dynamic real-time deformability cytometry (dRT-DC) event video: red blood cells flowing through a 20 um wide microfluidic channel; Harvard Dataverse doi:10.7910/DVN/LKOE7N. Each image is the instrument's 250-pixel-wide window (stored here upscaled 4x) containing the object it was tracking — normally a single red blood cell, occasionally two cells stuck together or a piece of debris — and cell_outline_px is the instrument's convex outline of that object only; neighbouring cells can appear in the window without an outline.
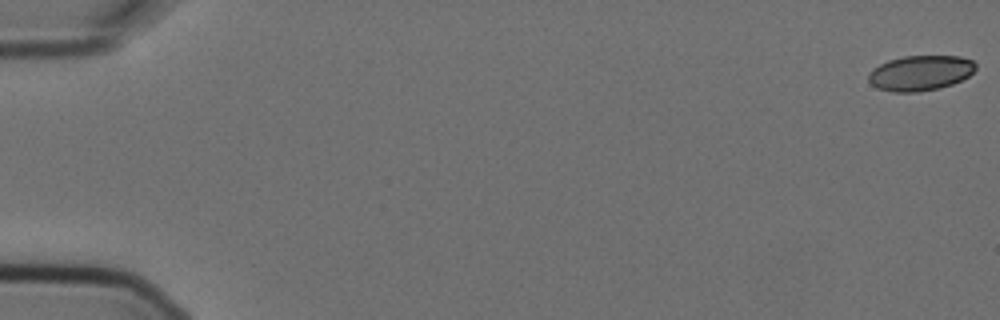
{"species": "Egyptian fruit bat (a non-hibernating species)", "species_latin": "Rousettus aegyptiacus", "temperature_condition": "cold", "stored_images_in_passage": 6, "camera_frame_rate_fps": 3000, "um_per_image_px": 0.085, "animal": {"sex": "female"}, "frame": {"image": 1, "passage_image": 1, "time_ms": 0.0, "image_size_px": [1000, 320], "cell_outline_px": [[976, 68], [968, 76], [952, 84], [940, 88], [916, 92], [892, 92], [876, 88], [868, 80], [868, 72], [872, 68], [888, 60], [904, 56], [960, 56], [972, 60], [976, 64]], "centroid_in_image_um": [78.2, 6.2], "position_along_channel_um": 6.8, "area_um2": 22.08}}
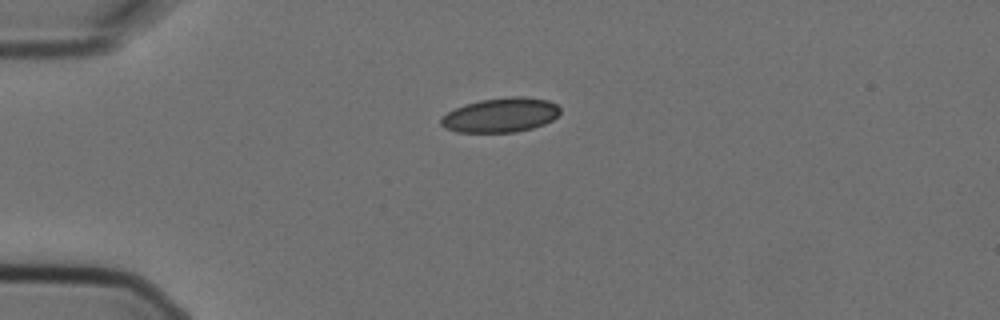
{"frame": {"image": 2, "passage_image": 5, "time_ms": 1.333, "image_size_px": [1000, 320], "cell_outline_px": [[560, 112], [552, 120], [544, 124], [532, 128], [516, 132], [456, 132], [444, 128], [440, 124], [440, 120], [448, 112], [464, 104], [480, 100], [512, 96], [520, 96], [548, 100], [556, 104], [560, 108]], "centroid_in_image_um": [42.55, 9.78], "position_along_channel_um": 42.5, "area_um2": 23.87}}
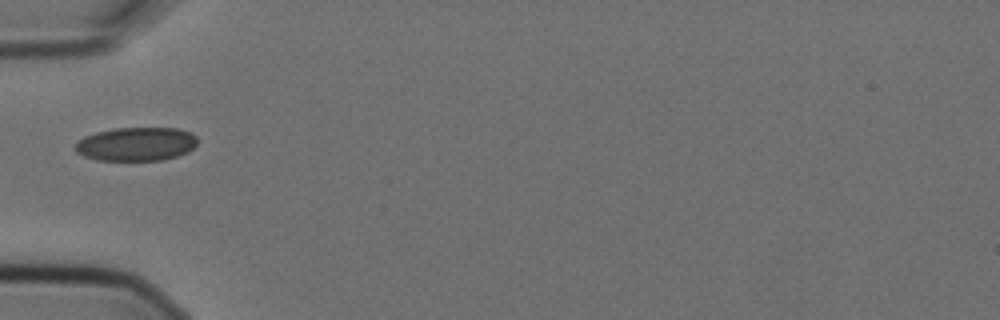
{"frame": {"image": 3, "passage_image": 6, "time_ms": 1.667, "image_size_px": [1000, 320], "cell_outline_px": [[196, 144], [188, 152], [176, 156], [160, 160], [96, 160], [84, 156], [76, 152], [76, 140], [84, 136], [96, 132], [112, 128], [180, 128], [196, 136]], "centroid_in_image_um": [11.55, 12.24], "position_along_channel_um": 73.5, "area_um2": 23.99}}